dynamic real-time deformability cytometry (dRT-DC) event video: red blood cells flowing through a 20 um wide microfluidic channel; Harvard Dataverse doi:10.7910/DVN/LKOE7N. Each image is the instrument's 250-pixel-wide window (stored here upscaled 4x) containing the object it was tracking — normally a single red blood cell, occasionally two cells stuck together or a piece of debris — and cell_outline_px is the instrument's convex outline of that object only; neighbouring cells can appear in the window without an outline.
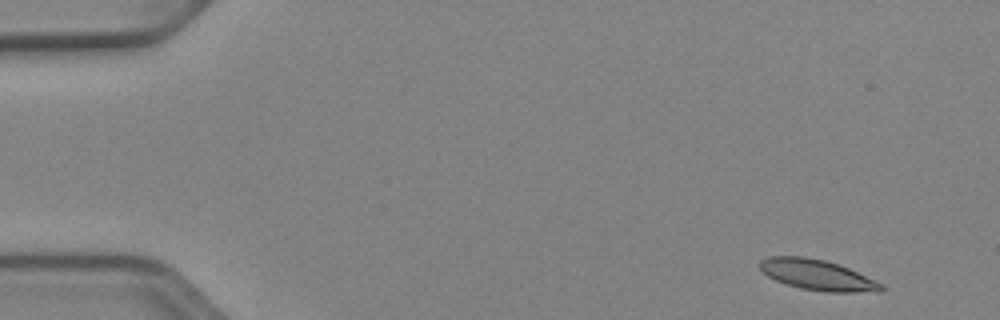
{"species": "Egyptian fruit bat (a non-hibernating species)", "species_latin": "Rousettus aegyptiacus", "temperature_condition": "cold", "stored_images_in_passage": 49, "camera_frame_rate_fps": 3000, "um_per_image_px": 0.085, "animal": {"sex": "female"}, "frame": {"image": 1, "passage_image": 1, "time_ms": 0.0, "image_size_px": [1000, 320], "cell_outline_px": [[884, 292], [828, 292], [800, 288], [776, 280], [768, 276], [756, 264], [760, 260], [768, 256], [804, 256], [824, 260], [848, 268], [884, 284]], "centroid_in_image_um": [69.48, 23.37], "position_along_channel_um": 15.5, "area_um2": 21.62}}
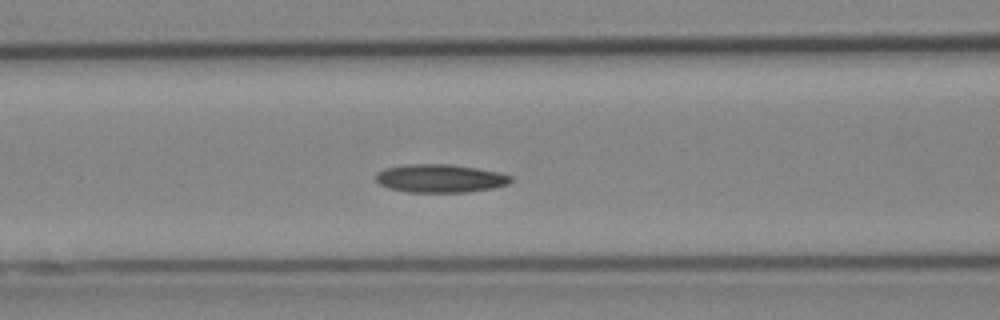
{"frame": {"image": 2, "passage_image": 19, "time_ms": 6.0, "image_size_px": [1000, 320], "cell_outline_px": [[512, 180], [508, 184], [492, 188], [468, 192], [408, 192], [388, 188], [380, 184], [376, 180], [376, 172], [384, 168], [404, 164], [452, 164], [500, 172], [512, 176]], "centroid_in_image_um": [37.4, 15.15], "position_along_channel_um": 129.2, "area_um2": 22.37}}
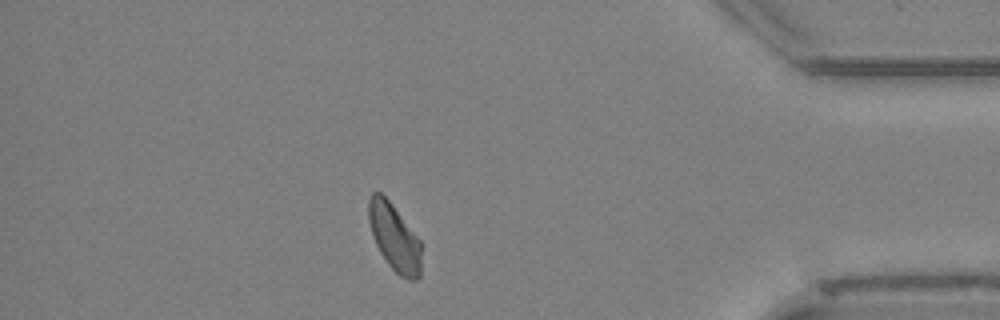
{"frame": {"image": 3, "passage_image": 43, "time_ms": 14.0, "image_size_px": [1000, 320], "cell_outline_px": [[420, 276], [416, 280], [408, 280], [400, 276], [388, 264], [380, 252], [372, 236], [368, 220], [368, 200], [372, 192], [380, 192], [388, 200], [420, 240]], "centroid_in_image_um": [33.5, 20.19], "position_along_channel_um": 401.7, "area_um2": 20.35}}